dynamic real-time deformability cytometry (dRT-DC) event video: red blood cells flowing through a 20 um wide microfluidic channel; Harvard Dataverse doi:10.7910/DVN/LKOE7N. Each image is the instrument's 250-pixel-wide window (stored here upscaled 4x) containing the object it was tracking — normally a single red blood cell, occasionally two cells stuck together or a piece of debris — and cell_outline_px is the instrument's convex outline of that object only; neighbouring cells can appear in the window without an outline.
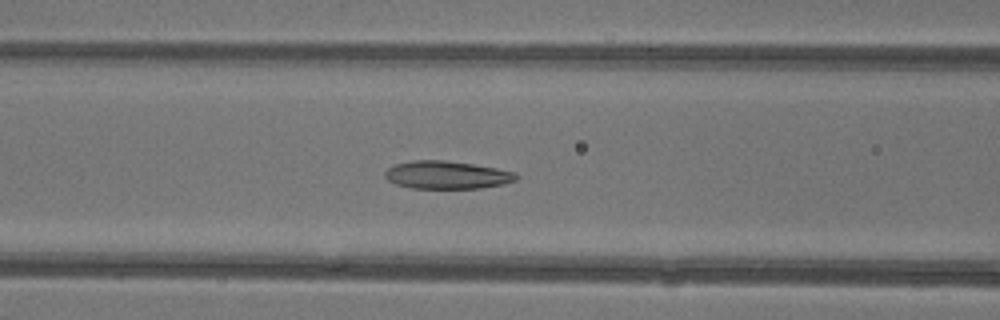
{"species": "common noctule bat (a hibernating species)", "species_latin": "Nyctalus noctula", "temperature_condition": "warm", "stored_images_in_passage": 47, "camera_frame_rate_fps": 3000, "um_per_image_px": 0.085, "animal": {"sex": "female"}, "frame": {"image": 1, "passage_image": 20, "time_ms": 6.333, "image_size_px": [1000, 320], "cell_outline_px": [[520, 176], [516, 180], [504, 184], [480, 188], [412, 188], [396, 184], [388, 180], [384, 176], [384, 172], [388, 168], [396, 164], [412, 160], [444, 160], [472, 164], [496, 168], [516, 172]], "centroid_in_image_um": [38.0, 14.87], "position_along_channel_um": 128.6, "area_um2": 21.33}}
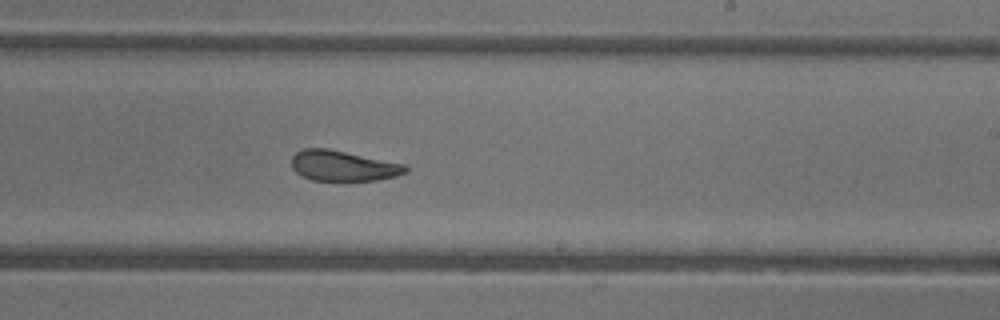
{"frame": {"image": 2, "passage_image": 29, "time_ms": 9.333, "image_size_px": [1000, 320], "cell_outline_px": [[408, 172], [396, 176], [380, 180], [312, 180], [296, 172], [292, 168], [292, 156], [296, 152], [304, 148], [328, 148], [404, 164], [408, 168]], "centroid_in_image_um": [29.17, 14.09], "position_along_channel_um": 259.8, "area_um2": 20.11}}
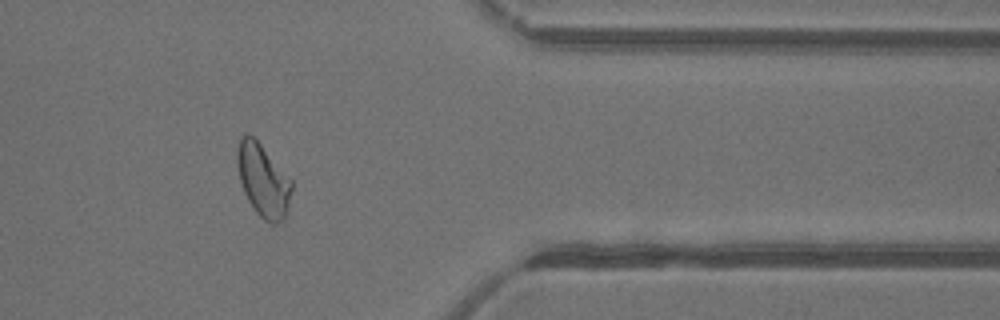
{"frame": {"image": 3, "passage_image": 39, "time_ms": 12.667, "image_size_px": [1000, 320], "cell_outline_px": [[292, 188], [288, 204], [284, 216], [276, 224], [272, 224], [264, 220], [256, 212], [248, 200], [244, 192], [240, 180], [236, 160], [236, 152], [240, 136], [244, 132], [248, 132], [260, 144], [292, 180]], "centroid_in_image_um": [22.33, 15.29], "position_along_channel_um": 389.1, "area_um2": 22.83}, "authors_computed_cell_mechanics": {"area_um2": 23.0622, "velocity_mm_per_s": 4.3793, "shape_relaxation_time_tau1_ms": 9.8507, "shape_relaxation_time_tau2_ms": 1.5012, "deformation_change_tau1": 0.2503, "deformation_change_tau2": 0.0793}}